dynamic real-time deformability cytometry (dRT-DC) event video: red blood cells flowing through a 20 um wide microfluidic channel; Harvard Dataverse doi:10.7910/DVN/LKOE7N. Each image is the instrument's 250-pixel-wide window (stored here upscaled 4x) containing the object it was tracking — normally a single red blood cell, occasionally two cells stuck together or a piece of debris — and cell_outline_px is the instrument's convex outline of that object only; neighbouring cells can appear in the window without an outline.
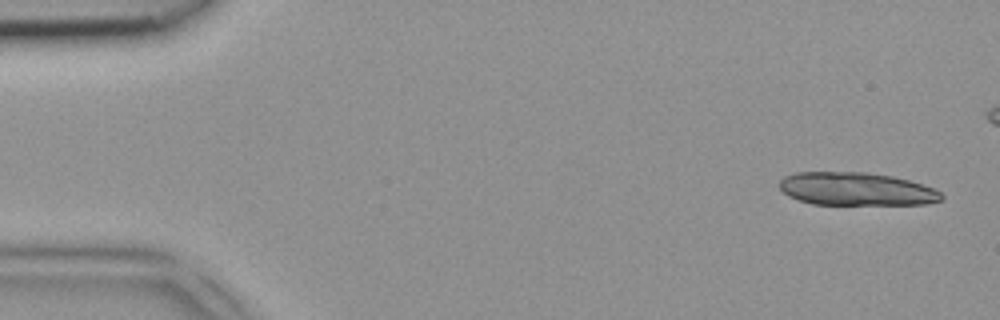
{"species": "common noctule bat (a hibernating species)", "species_latin": "Nyctalus noctula", "temperature_condition": "room temperature", "stored_images_in_passage": 40, "camera_frame_rate_fps": 3000, "um_per_image_px": 0.085, "animal": {"sex": "female", "body_mass_g": 18.4}, "frame": {"image": 1, "passage_image": 1, "time_ms": 0.0, "image_size_px": [1000, 320], "cell_outline_px": [[944, 200], [928, 204], [812, 204], [788, 196], [780, 188], [780, 180], [784, 176], [796, 172], [864, 172], [892, 176], [908, 180], [932, 188], [940, 192], [944, 196]], "centroid_in_image_um": [72.78, 16.06], "position_along_channel_um": 12.2, "area_um2": 31.1}}
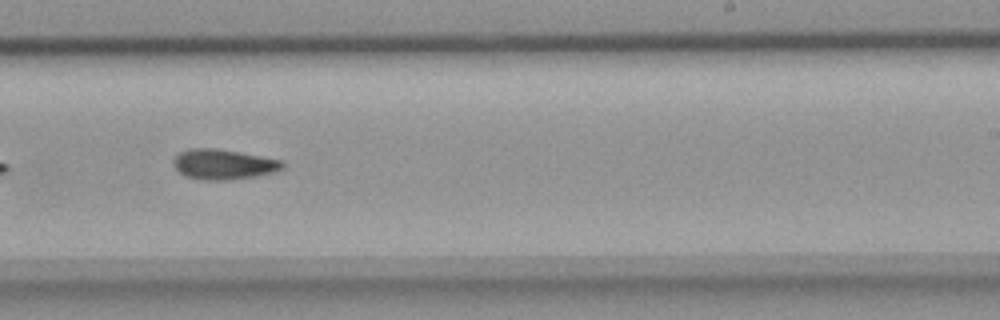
{"frame": {"image": 2, "passage_image": 28, "time_ms": 9.0, "image_size_px": [1000, 320], "cell_outline_px": [[284, 168], [272, 172], [256, 176], [224, 180], [204, 180], [188, 176], [180, 172], [172, 164], [172, 160], [180, 152], [188, 148], [216, 148], [284, 160]], "centroid_in_image_um": [19.0, 13.95], "position_along_channel_um": 270.0, "area_um2": 19.07}}
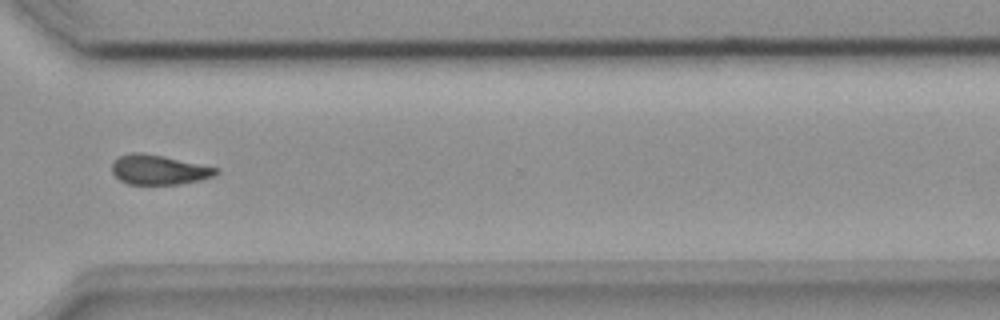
{"frame": {"image": 3, "passage_image": 34, "time_ms": 11.0, "image_size_px": [1000, 320], "cell_outline_px": [[220, 172], [212, 176], [200, 180], [180, 184], [128, 184], [120, 180], [112, 172], [112, 160], [120, 156], [132, 152], [140, 152], [164, 156], [220, 168]], "centroid_in_image_um": [13.5, 14.42], "position_along_channel_um": 357.1, "area_um2": 18.09}}